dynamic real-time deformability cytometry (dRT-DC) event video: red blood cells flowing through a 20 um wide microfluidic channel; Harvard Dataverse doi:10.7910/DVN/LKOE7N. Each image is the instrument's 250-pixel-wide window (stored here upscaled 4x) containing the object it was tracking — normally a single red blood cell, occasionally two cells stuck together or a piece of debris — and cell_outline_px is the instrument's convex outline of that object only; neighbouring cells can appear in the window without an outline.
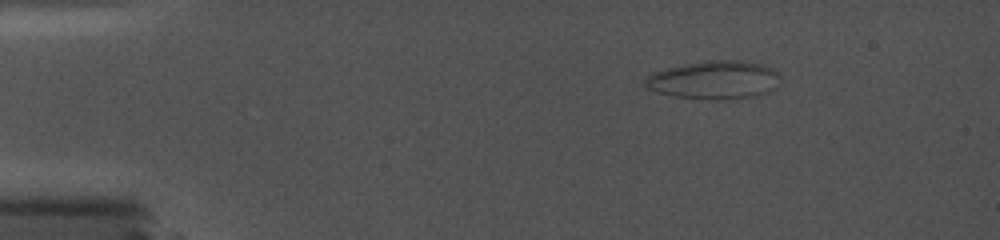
{"species": "common noctule bat (a hibernating species)", "species_latin": "Nyctalus noctula", "temperature_condition": "cold", "stored_images_in_passage": 36, "camera_frame_rate_fps": 5000, "um_per_image_px": 0.085, "animal": {"sex": "female", "body_mass_g": 19.0, "forearm_length_mm": 56.7}, "frame": {"image": 1, "passage_image": 1, "time_ms": 0.0, "image_size_px": [1000, 240], "cell_outline_px": [[780, 84], [776, 88], [768, 92], [756, 96], [728, 100], [708, 100], [676, 96], [656, 92], [648, 88], [644, 84], [644, 80], [652, 72], [684, 64], [704, 60], [744, 60], [760, 64], [772, 68], [780, 76]], "centroid_in_image_um": [60.75, 6.8], "position_along_channel_um": 24.3, "area_um2": 30.58}}
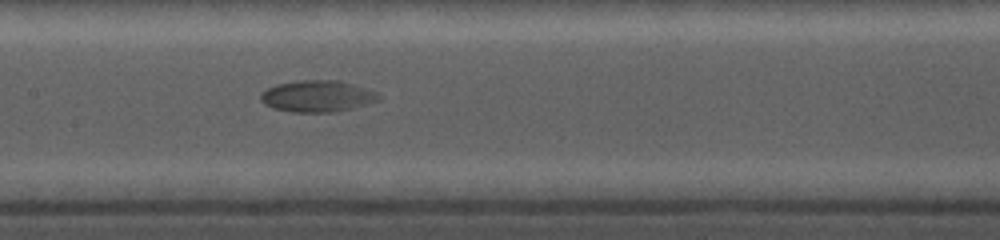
{"frame": {"image": 2, "passage_image": 18, "time_ms": 6.8, "image_size_px": [1000, 240], "cell_outline_px": [[380, 100], [352, 108], [336, 112], [292, 112], [272, 108], [264, 104], [260, 100], [260, 92], [276, 84], [300, 80], [340, 80], [380, 92]], "centroid_in_image_um": [26.98, 8.17], "position_along_channel_um": 180.4, "area_um2": 21.96}}
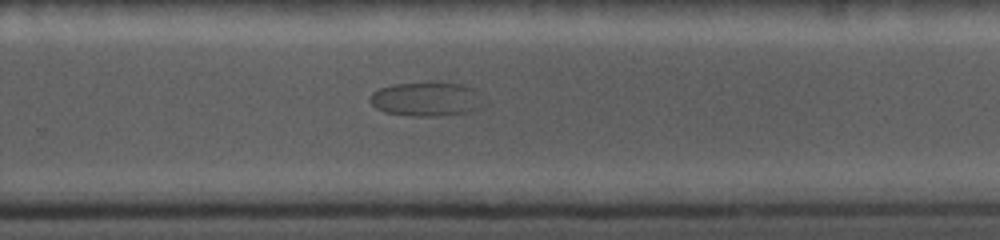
{"frame": {"image": 3, "passage_image": 27, "time_ms": 10.0, "image_size_px": [1000, 240], "cell_outline_px": [[488, 104], [472, 112], [440, 116], [412, 116], [384, 112], [376, 108], [368, 100], [368, 96], [372, 92], [380, 88], [396, 84], [424, 80], [440, 80], [464, 84], [476, 88]], "centroid_in_image_um": [36.34, 8.38], "position_along_channel_um": 293.5, "area_um2": 24.04}}